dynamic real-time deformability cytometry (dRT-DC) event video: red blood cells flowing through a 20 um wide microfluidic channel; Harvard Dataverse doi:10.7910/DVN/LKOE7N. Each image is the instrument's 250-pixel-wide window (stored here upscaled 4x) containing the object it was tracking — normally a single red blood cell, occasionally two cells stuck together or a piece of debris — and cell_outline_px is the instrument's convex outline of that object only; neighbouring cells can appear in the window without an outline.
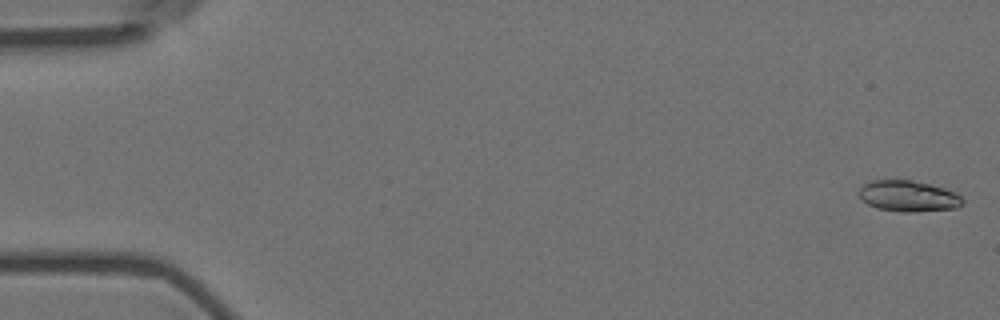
{"species": "Egyptian fruit bat (a non-hibernating species)", "species_latin": "Rousettus aegyptiacus", "temperature_condition": "room temperature", "stored_images_in_passage": 58, "segment_of_instrument_passage": [1, 2], "camera_frame_rate_fps": 3000, "um_per_image_px": 0.085, "animal": {"sex": "female"}, "frame": {"image": 1, "passage_image": 2, "time_ms": 0.333, "image_size_px": [1000, 320], "cell_outline_px": [[964, 204], [956, 208], [912, 212], [900, 212], [876, 208], [868, 204], [856, 192], [864, 184], [872, 180], [912, 180], [944, 188], [956, 192], [964, 200]], "centroid_in_image_um": [77.21, 16.67], "position_along_channel_um": 7.8, "area_um2": 18.79}}
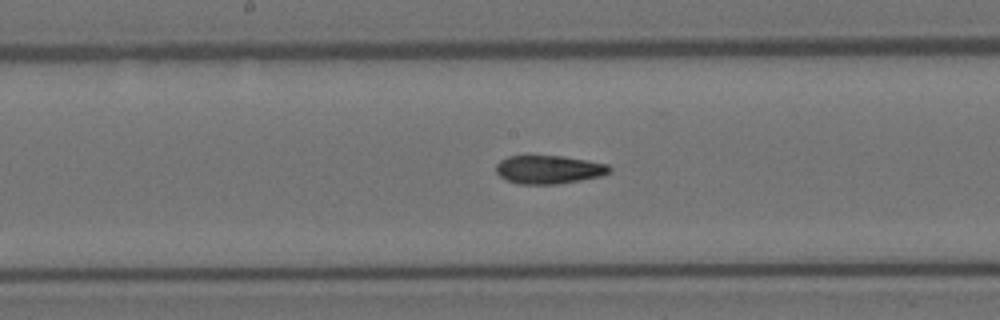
{"frame": {"image": 2, "passage_image": 30, "time_ms": 9.667, "image_size_px": [1000, 320], "cell_outline_px": [[612, 172], [600, 176], [580, 180], [556, 184], [516, 184], [504, 180], [496, 172], [496, 164], [500, 160], [508, 156], [528, 152], [560, 156], [608, 164], [612, 168]], "centroid_in_image_um": [46.57, 14.37], "position_along_channel_um": 201.6, "area_um2": 19.54}}
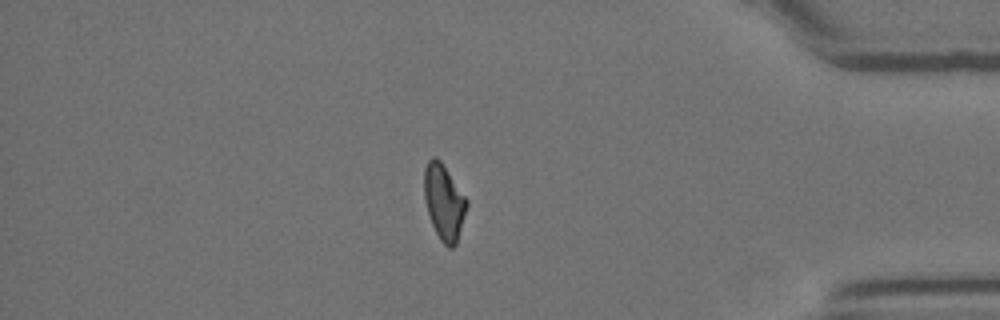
{"frame": {"image": 3, "passage_image": 49, "time_ms": 16.0, "image_size_px": [1000, 320], "cell_outline_px": [[468, 204], [456, 244], [452, 248], [448, 248], [440, 240], [432, 224], [428, 212], [424, 196], [424, 168], [428, 160], [432, 156], [436, 156], [440, 160], [468, 200]], "centroid_in_image_um": [37.73, 17.16], "position_along_channel_um": 397.5, "area_um2": 18.61}}